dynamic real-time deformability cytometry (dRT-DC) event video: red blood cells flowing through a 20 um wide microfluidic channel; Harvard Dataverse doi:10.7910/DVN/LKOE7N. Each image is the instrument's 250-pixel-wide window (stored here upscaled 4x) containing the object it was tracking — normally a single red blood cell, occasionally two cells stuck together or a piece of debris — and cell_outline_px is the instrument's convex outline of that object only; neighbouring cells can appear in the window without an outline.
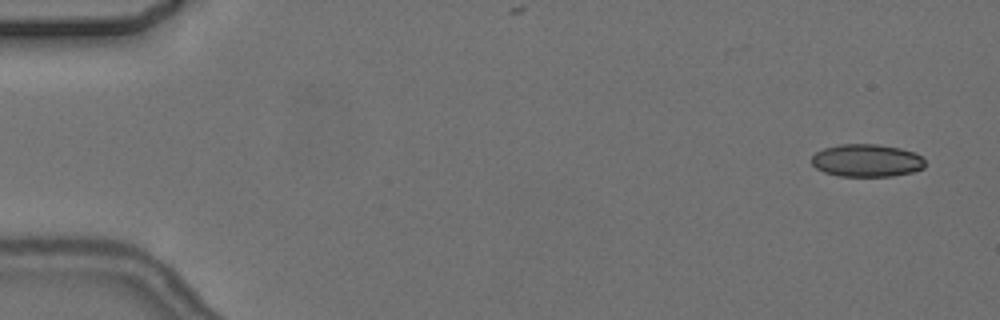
{"species": "common noctule bat (a hibernating species)", "species_latin": "Nyctalus noctula", "temperature_condition": "cold", "stored_images_in_passage": 3, "camera_frame_rate_fps": 3000, "um_per_image_px": 0.085, "animal": {"sex": "female", "body_mass_g": 24.6, "forearm_length_mm": 56.2}, "frame": {"image": 1, "passage_image": 3, "time_ms": 2.333, "image_size_px": [1000, 320], "cell_outline_px": [[924, 168], [912, 172], [892, 176], [836, 176], [824, 172], [816, 168], [812, 164], [812, 156], [816, 152], [824, 148], [840, 144], [876, 144], [900, 148], [916, 152], [924, 160]], "centroid_in_image_um": [73.66, 13.64], "position_along_channel_um": 11.3, "area_um2": 21.68}}